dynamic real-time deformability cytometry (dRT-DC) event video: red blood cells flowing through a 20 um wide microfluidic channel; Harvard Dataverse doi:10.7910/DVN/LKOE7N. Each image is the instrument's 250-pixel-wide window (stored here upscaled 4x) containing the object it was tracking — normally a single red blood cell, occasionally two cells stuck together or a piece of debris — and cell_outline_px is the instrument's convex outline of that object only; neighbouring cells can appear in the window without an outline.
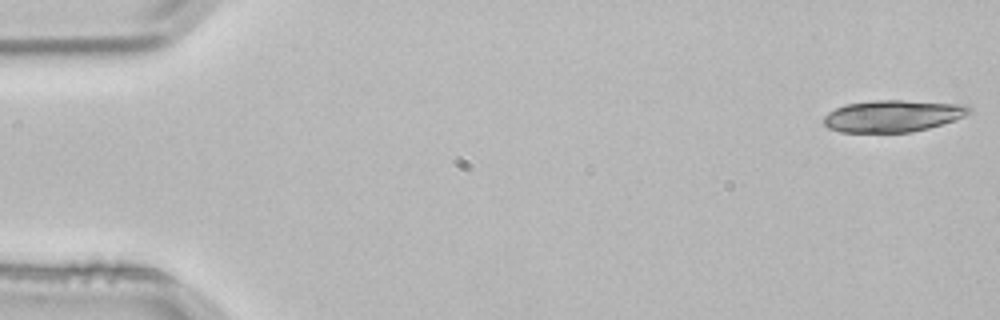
{"species": "common noctule bat (a hibernating species)", "species_latin": "Nyctalus noctula", "temperature_condition": "room temperature", "stored_images_in_passage": 3, "camera_frame_rate_fps": 3000, "um_per_image_px": 0.085, "animal": {"sex": "male", "body_mass_g": 21.5, "forearm_length_mm": 52.0}, "frame": {"image": 1, "passage_image": 1, "time_ms": 0.0, "image_size_px": [1000, 320], "cell_outline_px": [[972, 112], [956, 120], [928, 128], [912, 132], [840, 132], [828, 128], [824, 124], [824, 116], [828, 112], [836, 108], [848, 104], [876, 100], [900, 100], [968, 104], [972, 108]], "centroid_in_image_um": [75.94, 9.85], "position_along_channel_um": 9.1, "area_um2": 27.11}}